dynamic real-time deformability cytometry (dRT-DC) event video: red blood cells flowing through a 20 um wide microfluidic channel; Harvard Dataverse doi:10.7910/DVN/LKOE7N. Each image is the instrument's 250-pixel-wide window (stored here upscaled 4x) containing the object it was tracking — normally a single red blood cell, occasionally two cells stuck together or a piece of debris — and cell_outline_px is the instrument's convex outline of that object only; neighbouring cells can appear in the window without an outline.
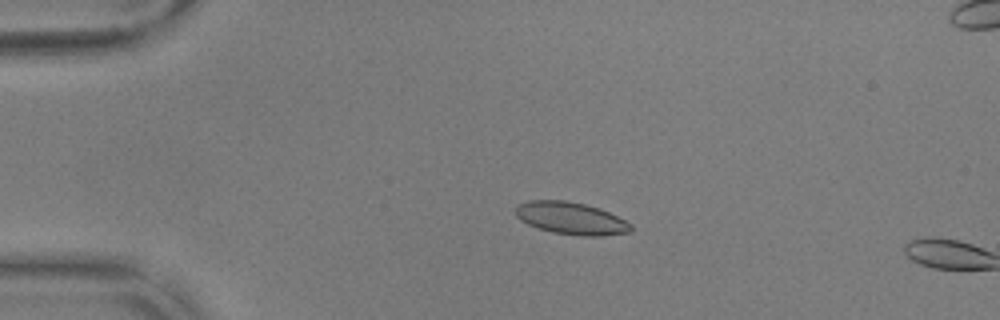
{"species": "common noctule bat (a hibernating species)", "species_latin": "Nyctalus noctula", "temperature_condition": "warm", "stored_images_in_passage": 15, "camera_frame_rate_fps": 3000, "um_per_image_px": 0.085, "animal": {"sex": "male", "body_mass_g": 17.9, "forearm_length_mm": 54.2}, "frame": {"image": 1, "passage_image": 13, "time_ms": 4.0, "image_size_px": [1000, 320], "cell_outline_px": [[632, 232], [600, 236], [584, 236], [552, 232], [528, 224], [520, 220], [516, 216], [516, 208], [520, 204], [528, 200], [564, 200], [584, 204], [600, 208], [632, 224]], "centroid_in_image_um": [48.55, 18.55], "position_along_channel_um": 36.4, "area_um2": 21.56}}